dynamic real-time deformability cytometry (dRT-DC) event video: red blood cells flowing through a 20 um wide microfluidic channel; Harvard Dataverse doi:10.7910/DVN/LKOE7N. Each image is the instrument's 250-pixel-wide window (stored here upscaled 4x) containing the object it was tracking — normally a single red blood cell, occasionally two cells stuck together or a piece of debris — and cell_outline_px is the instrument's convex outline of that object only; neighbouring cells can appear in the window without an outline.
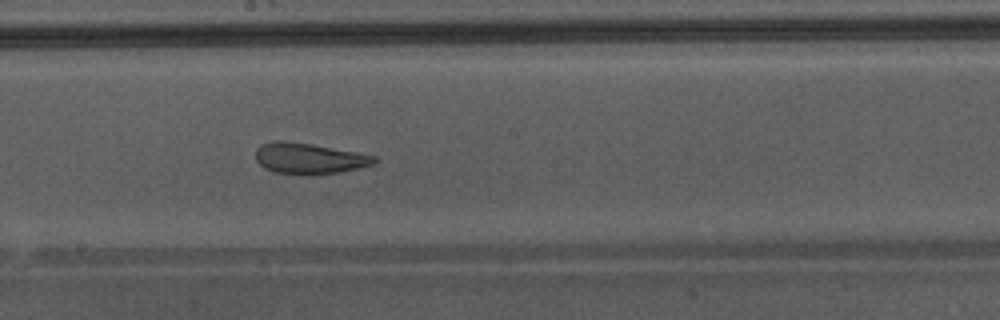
{"species": "Egyptian fruit bat (a non-hibernating species)", "species_latin": "Rousettus aegyptiacus", "temperature_condition": "warm", "stored_images_in_passage": 50, "camera_frame_rate_fps": 3000, "um_per_image_px": 0.085, "animal": {"sex": "male"}, "frame": {"image": 1, "passage_image": 29, "time_ms": 9.333, "image_size_px": [1000, 320], "cell_outline_px": [[376, 160], [372, 164], [340, 172], [308, 176], [304, 176], [272, 172], [264, 168], [256, 160], [256, 148], [260, 144], [272, 140], [284, 140], [312, 144], [356, 152], [376, 156]], "centroid_in_image_um": [26.19, 13.47], "position_along_channel_um": 222.0, "area_um2": 21.68}}